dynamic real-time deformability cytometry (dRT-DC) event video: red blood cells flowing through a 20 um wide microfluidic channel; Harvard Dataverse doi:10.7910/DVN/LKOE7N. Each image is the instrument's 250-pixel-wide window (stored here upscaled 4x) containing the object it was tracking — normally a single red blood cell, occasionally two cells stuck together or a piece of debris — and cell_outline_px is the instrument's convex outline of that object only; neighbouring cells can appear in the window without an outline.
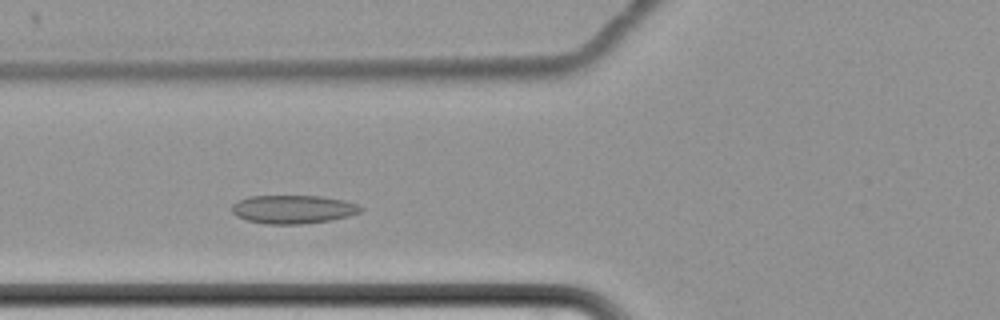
{"species": "common noctule bat (a hibernating species)", "species_latin": "Nyctalus noctula", "temperature_condition": "cold", "stored_images_in_passage": 50, "camera_frame_rate_fps": 3000, "um_per_image_px": 0.085, "animal": {"sex": "female", "body_mass_g": 22.7, "forearm_length_mm": 54.2}, "frame": {"image": 1, "passage_image": 14, "time_ms": 4.333, "image_size_px": [1000, 320], "cell_outline_px": [[364, 208], [360, 212], [348, 216], [328, 220], [300, 224], [268, 224], [248, 220], [236, 216], [232, 212], [232, 204], [236, 200], [248, 196], [320, 196], [344, 200], [356, 204]], "centroid_in_image_um": [24.88, 17.78], "position_along_channel_um": 100.9, "area_um2": 21.27}}
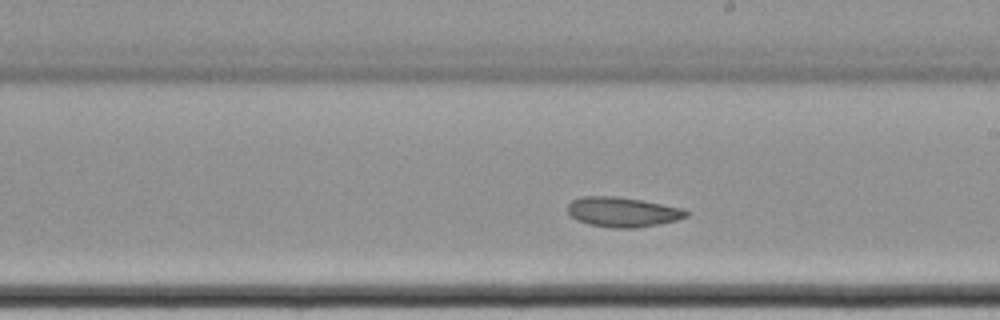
{"frame": {"image": 2, "passage_image": 26, "time_ms": 8.333, "image_size_px": [1000, 320], "cell_outline_px": [[692, 212], [688, 216], [676, 220], [660, 224], [640, 228], [608, 228], [588, 224], [576, 220], [568, 212], [568, 204], [572, 200], [580, 196], [616, 196], [640, 200], [684, 208]], "centroid_in_image_um": [52.94, 18.03], "position_along_channel_um": 236.1, "area_um2": 20.92}}
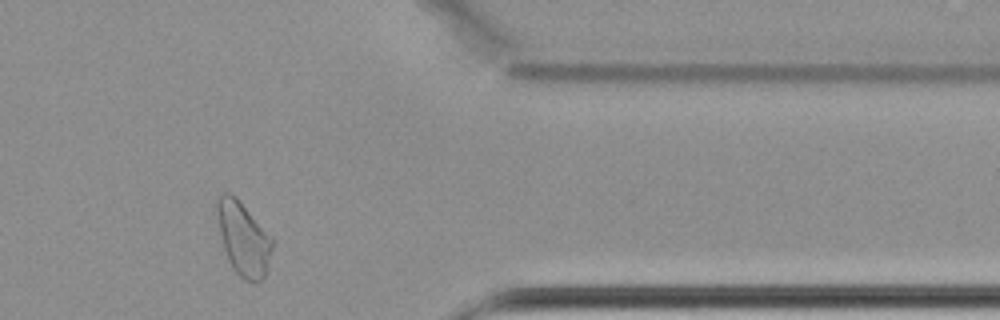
{"frame": {"image": 3, "passage_image": 41, "time_ms": 13.333, "image_size_px": [1000, 320], "cell_outline_px": [[272, 248], [268, 264], [264, 276], [260, 280], [244, 280], [232, 268], [228, 260], [224, 248], [216, 216], [216, 196], [224, 192], [228, 192], [236, 196], [272, 236]], "centroid_in_image_um": [20.66, 20.22], "position_along_channel_um": 390.7, "area_um2": 23.58}, "authors_computed_cell_mechanics": {"area_um2": 21.7906, "velocity_mm_per_s": 3.3856, "shape_relaxation_time_tau1_ms": null, "shape_relaxation_time_tau2_ms": 7.8741, "deformation_change_tau1": null, "deformation_change_tau2": 0.091}}